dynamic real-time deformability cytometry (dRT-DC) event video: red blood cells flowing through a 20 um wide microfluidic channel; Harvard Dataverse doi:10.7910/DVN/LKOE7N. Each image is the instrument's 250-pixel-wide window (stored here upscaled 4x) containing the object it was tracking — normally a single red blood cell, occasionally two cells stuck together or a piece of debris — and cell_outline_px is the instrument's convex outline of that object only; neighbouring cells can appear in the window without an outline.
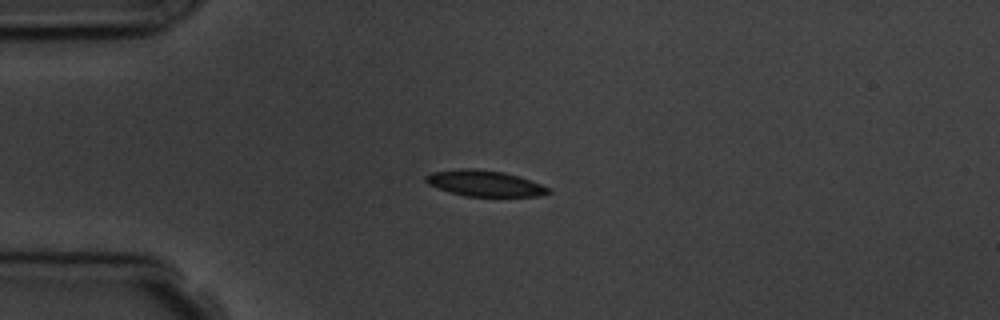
{"species": "common noctule bat (a hibernating species)", "species_latin": "Nyctalus noctula", "temperature_condition": "room temperature", "stored_images_in_passage": 14, "camera_frame_rate_fps": 3000, "um_per_image_px": 0.085, "animal": {"sex": "male", "body_mass_g": 19.5, "forearm_length_mm": 54.6}, "frame": {"image": 1, "passage_image": 3, "time_ms": 2.333, "image_size_px": [1000, 320], "cell_outline_px": [[552, 192], [540, 196], [464, 196], [428, 184], [424, 180], [424, 176], [432, 172], [460, 168], [476, 168], [504, 172], [532, 180], [548, 188]], "centroid_in_image_um": [41.19, 15.57], "position_along_channel_um": 43.8, "area_um2": 18.5}, "authors_computed_cell_mechanics": {"area_um2": 18.496, "velocity_mm_per_s": 3.7657, "shape_relaxation_time_tau1_ms": 5.6571, "shape_relaxation_time_tau2_ms": 5.673, "deformation_change_tau1": 0.136, "deformation_change_tau2": 0.067}}